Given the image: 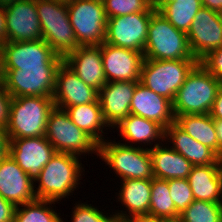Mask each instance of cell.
<instances>
[{"label":"cell","instance_id":"35","mask_svg":"<svg viewBox=\"0 0 222 222\" xmlns=\"http://www.w3.org/2000/svg\"><path fill=\"white\" fill-rule=\"evenodd\" d=\"M74 205L71 214L72 222H114L117 218L114 212H112V214L106 213L105 215L97 206L95 207L86 202H76ZM62 222L65 221L62 220Z\"/></svg>","mask_w":222,"mask_h":222},{"label":"cell","instance_id":"39","mask_svg":"<svg viewBox=\"0 0 222 222\" xmlns=\"http://www.w3.org/2000/svg\"><path fill=\"white\" fill-rule=\"evenodd\" d=\"M10 152V138L5 127L0 126V160L9 155Z\"/></svg>","mask_w":222,"mask_h":222},{"label":"cell","instance_id":"6","mask_svg":"<svg viewBox=\"0 0 222 222\" xmlns=\"http://www.w3.org/2000/svg\"><path fill=\"white\" fill-rule=\"evenodd\" d=\"M36 10L42 39L57 55L64 58L79 48L69 21L67 4L51 0H36Z\"/></svg>","mask_w":222,"mask_h":222},{"label":"cell","instance_id":"20","mask_svg":"<svg viewBox=\"0 0 222 222\" xmlns=\"http://www.w3.org/2000/svg\"><path fill=\"white\" fill-rule=\"evenodd\" d=\"M130 114L155 121L164 129L175 122L173 102L156 94L140 81L136 85L132 97Z\"/></svg>","mask_w":222,"mask_h":222},{"label":"cell","instance_id":"5","mask_svg":"<svg viewBox=\"0 0 222 222\" xmlns=\"http://www.w3.org/2000/svg\"><path fill=\"white\" fill-rule=\"evenodd\" d=\"M98 157L115 174L125 179H152L153 167L149 147L140 148L107 139L99 144Z\"/></svg>","mask_w":222,"mask_h":222},{"label":"cell","instance_id":"14","mask_svg":"<svg viewBox=\"0 0 222 222\" xmlns=\"http://www.w3.org/2000/svg\"><path fill=\"white\" fill-rule=\"evenodd\" d=\"M7 42L42 39L36 0H19L5 6Z\"/></svg>","mask_w":222,"mask_h":222},{"label":"cell","instance_id":"51","mask_svg":"<svg viewBox=\"0 0 222 222\" xmlns=\"http://www.w3.org/2000/svg\"><path fill=\"white\" fill-rule=\"evenodd\" d=\"M162 2H175V0H163Z\"/></svg>","mask_w":222,"mask_h":222},{"label":"cell","instance_id":"33","mask_svg":"<svg viewBox=\"0 0 222 222\" xmlns=\"http://www.w3.org/2000/svg\"><path fill=\"white\" fill-rule=\"evenodd\" d=\"M108 18L125 16L131 13L155 12L146 0H102Z\"/></svg>","mask_w":222,"mask_h":222},{"label":"cell","instance_id":"1","mask_svg":"<svg viewBox=\"0 0 222 222\" xmlns=\"http://www.w3.org/2000/svg\"><path fill=\"white\" fill-rule=\"evenodd\" d=\"M83 171L79 157L57 152L34 179L36 198L57 203L69 198L82 183Z\"/></svg>","mask_w":222,"mask_h":222},{"label":"cell","instance_id":"2","mask_svg":"<svg viewBox=\"0 0 222 222\" xmlns=\"http://www.w3.org/2000/svg\"><path fill=\"white\" fill-rule=\"evenodd\" d=\"M55 107L52 97H12L7 134L10 139L45 136L48 117Z\"/></svg>","mask_w":222,"mask_h":222},{"label":"cell","instance_id":"41","mask_svg":"<svg viewBox=\"0 0 222 222\" xmlns=\"http://www.w3.org/2000/svg\"><path fill=\"white\" fill-rule=\"evenodd\" d=\"M5 6L0 5V45L7 42Z\"/></svg>","mask_w":222,"mask_h":222},{"label":"cell","instance_id":"28","mask_svg":"<svg viewBox=\"0 0 222 222\" xmlns=\"http://www.w3.org/2000/svg\"><path fill=\"white\" fill-rule=\"evenodd\" d=\"M175 123L189 136L208 146L218 156V140L214 119L208 114H183L175 116Z\"/></svg>","mask_w":222,"mask_h":222},{"label":"cell","instance_id":"7","mask_svg":"<svg viewBox=\"0 0 222 222\" xmlns=\"http://www.w3.org/2000/svg\"><path fill=\"white\" fill-rule=\"evenodd\" d=\"M45 137L56 152L81 156L97 155L99 144L85 131L77 127L65 110L54 107L50 112Z\"/></svg>","mask_w":222,"mask_h":222},{"label":"cell","instance_id":"23","mask_svg":"<svg viewBox=\"0 0 222 222\" xmlns=\"http://www.w3.org/2000/svg\"><path fill=\"white\" fill-rule=\"evenodd\" d=\"M117 200L124 205L123 210H116L117 218L127 219L136 215L149 214L152 179L121 180Z\"/></svg>","mask_w":222,"mask_h":222},{"label":"cell","instance_id":"4","mask_svg":"<svg viewBox=\"0 0 222 222\" xmlns=\"http://www.w3.org/2000/svg\"><path fill=\"white\" fill-rule=\"evenodd\" d=\"M222 83L198 63L188 74L173 101L174 116L208 114Z\"/></svg>","mask_w":222,"mask_h":222},{"label":"cell","instance_id":"16","mask_svg":"<svg viewBox=\"0 0 222 222\" xmlns=\"http://www.w3.org/2000/svg\"><path fill=\"white\" fill-rule=\"evenodd\" d=\"M99 91L85 84L72 69L62 61L55 76L53 101L57 108L96 102Z\"/></svg>","mask_w":222,"mask_h":222},{"label":"cell","instance_id":"34","mask_svg":"<svg viewBox=\"0 0 222 222\" xmlns=\"http://www.w3.org/2000/svg\"><path fill=\"white\" fill-rule=\"evenodd\" d=\"M170 197L176 208V221L179 215L195 200L187 179H168Z\"/></svg>","mask_w":222,"mask_h":222},{"label":"cell","instance_id":"27","mask_svg":"<svg viewBox=\"0 0 222 222\" xmlns=\"http://www.w3.org/2000/svg\"><path fill=\"white\" fill-rule=\"evenodd\" d=\"M60 109L65 110L72 122L90 135L98 144L105 141L103 134L107 133L104 131L111 128L103 117L99 99L96 102Z\"/></svg>","mask_w":222,"mask_h":222},{"label":"cell","instance_id":"45","mask_svg":"<svg viewBox=\"0 0 222 222\" xmlns=\"http://www.w3.org/2000/svg\"><path fill=\"white\" fill-rule=\"evenodd\" d=\"M4 80V60H3V48L0 45V83Z\"/></svg>","mask_w":222,"mask_h":222},{"label":"cell","instance_id":"32","mask_svg":"<svg viewBox=\"0 0 222 222\" xmlns=\"http://www.w3.org/2000/svg\"><path fill=\"white\" fill-rule=\"evenodd\" d=\"M177 222H222V203L194 200Z\"/></svg>","mask_w":222,"mask_h":222},{"label":"cell","instance_id":"43","mask_svg":"<svg viewBox=\"0 0 222 222\" xmlns=\"http://www.w3.org/2000/svg\"><path fill=\"white\" fill-rule=\"evenodd\" d=\"M214 126L218 140V157L222 159V119H214Z\"/></svg>","mask_w":222,"mask_h":222},{"label":"cell","instance_id":"22","mask_svg":"<svg viewBox=\"0 0 222 222\" xmlns=\"http://www.w3.org/2000/svg\"><path fill=\"white\" fill-rule=\"evenodd\" d=\"M114 128H116V131L119 129L118 132L120 134L118 135L123 138V144L126 145L140 148L149 146V149H151L162 142L165 143V129L157 122L145 119L141 116L129 114L115 125L113 129ZM150 145L153 146L151 147Z\"/></svg>","mask_w":222,"mask_h":222},{"label":"cell","instance_id":"37","mask_svg":"<svg viewBox=\"0 0 222 222\" xmlns=\"http://www.w3.org/2000/svg\"><path fill=\"white\" fill-rule=\"evenodd\" d=\"M12 102L11 94L0 83V126L5 127L8 124L10 105Z\"/></svg>","mask_w":222,"mask_h":222},{"label":"cell","instance_id":"40","mask_svg":"<svg viewBox=\"0 0 222 222\" xmlns=\"http://www.w3.org/2000/svg\"><path fill=\"white\" fill-rule=\"evenodd\" d=\"M209 114L213 119H222V86L217 91L216 99L214 100Z\"/></svg>","mask_w":222,"mask_h":222},{"label":"cell","instance_id":"12","mask_svg":"<svg viewBox=\"0 0 222 222\" xmlns=\"http://www.w3.org/2000/svg\"><path fill=\"white\" fill-rule=\"evenodd\" d=\"M2 48L4 69L58 67L63 61L43 39L6 42Z\"/></svg>","mask_w":222,"mask_h":222},{"label":"cell","instance_id":"11","mask_svg":"<svg viewBox=\"0 0 222 222\" xmlns=\"http://www.w3.org/2000/svg\"><path fill=\"white\" fill-rule=\"evenodd\" d=\"M153 13L140 12L108 18L105 43L143 53Z\"/></svg>","mask_w":222,"mask_h":222},{"label":"cell","instance_id":"19","mask_svg":"<svg viewBox=\"0 0 222 222\" xmlns=\"http://www.w3.org/2000/svg\"><path fill=\"white\" fill-rule=\"evenodd\" d=\"M138 82L111 81L99 90V102L103 117L111 127L130 114L132 97Z\"/></svg>","mask_w":222,"mask_h":222},{"label":"cell","instance_id":"44","mask_svg":"<svg viewBox=\"0 0 222 222\" xmlns=\"http://www.w3.org/2000/svg\"><path fill=\"white\" fill-rule=\"evenodd\" d=\"M202 7L218 12L222 8V0H201Z\"/></svg>","mask_w":222,"mask_h":222},{"label":"cell","instance_id":"18","mask_svg":"<svg viewBox=\"0 0 222 222\" xmlns=\"http://www.w3.org/2000/svg\"><path fill=\"white\" fill-rule=\"evenodd\" d=\"M0 195L15 206L35 201L34 179L8 155L0 160Z\"/></svg>","mask_w":222,"mask_h":222},{"label":"cell","instance_id":"10","mask_svg":"<svg viewBox=\"0 0 222 222\" xmlns=\"http://www.w3.org/2000/svg\"><path fill=\"white\" fill-rule=\"evenodd\" d=\"M58 67L4 69V88L12 97H52Z\"/></svg>","mask_w":222,"mask_h":222},{"label":"cell","instance_id":"9","mask_svg":"<svg viewBox=\"0 0 222 222\" xmlns=\"http://www.w3.org/2000/svg\"><path fill=\"white\" fill-rule=\"evenodd\" d=\"M67 9L79 46H99L105 42L107 16L102 0H72Z\"/></svg>","mask_w":222,"mask_h":222},{"label":"cell","instance_id":"15","mask_svg":"<svg viewBox=\"0 0 222 222\" xmlns=\"http://www.w3.org/2000/svg\"><path fill=\"white\" fill-rule=\"evenodd\" d=\"M103 69L107 82H139L144 61L142 52L116 47L108 43L101 45Z\"/></svg>","mask_w":222,"mask_h":222},{"label":"cell","instance_id":"17","mask_svg":"<svg viewBox=\"0 0 222 222\" xmlns=\"http://www.w3.org/2000/svg\"><path fill=\"white\" fill-rule=\"evenodd\" d=\"M56 153L45 136L10 139L9 155L33 179Z\"/></svg>","mask_w":222,"mask_h":222},{"label":"cell","instance_id":"36","mask_svg":"<svg viewBox=\"0 0 222 222\" xmlns=\"http://www.w3.org/2000/svg\"><path fill=\"white\" fill-rule=\"evenodd\" d=\"M199 63L222 83V47L210 51Z\"/></svg>","mask_w":222,"mask_h":222},{"label":"cell","instance_id":"13","mask_svg":"<svg viewBox=\"0 0 222 222\" xmlns=\"http://www.w3.org/2000/svg\"><path fill=\"white\" fill-rule=\"evenodd\" d=\"M190 49L200 61L210 51L222 47V22L214 10L202 7L187 32Z\"/></svg>","mask_w":222,"mask_h":222},{"label":"cell","instance_id":"48","mask_svg":"<svg viewBox=\"0 0 222 222\" xmlns=\"http://www.w3.org/2000/svg\"><path fill=\"white\" fill-rule=\"evenodd\" d=\"M54 2H59V3H63V4H69L72 0H51Z\"/></svg>","mask_w":222,"mask_h":222},{"label":"cell","instance_id":"31","mask_svg":"<svg viewBox=\"0 0 222 222\" xmlns=\"http://www.w3.org/2000/svg\"><path fill=\"white\" fill-rule=\"evenodd\" d=\"M55 201L36 199L16 206L14 222H62V218L51 206Z\"/></svg>","mask_w":222,"mask_h":222},{"label":"cell","instance_id":"38","mask_svg":"<svg viewBox=\"0 0 222 222\" xmlns=\"http://www.w3.org/2000/svg\"><path fill=\"white\" fill-rule=\"evenodd\" d=\"M16 206L0 195V222H14Z\"/></svg>","mask_w":222,"mask_h":222},{"label":"cell","instance_id":"47","mask_svg":"<svg viewBox=\"0 0 222 222\" xmlns=\"http://www.w3.org/2000/svg\"><path fill=\"white\" fill-rule=\"evenodd\" d=\"M19 0H0V5L6 6Z\"/></svg>","mask_w":222,"mask_h":222},{"label":"cell","instance_id":"3","mask_svg":"<svg viewBox=\"0 0 222 222\" xmlns=\"http://www.w3.org/2000/svg\"><path fill=\"white\" fill-rule=\"evenodd\" d=\"M144 59L197 60L189 46L187 34L176 29L159 11L151 15Z\"/></svg>","mask_w":222,"mask_h":222},{"label":"cell","instance_id":"21","mask_svg":"<svg viewBox=\"0 0 222 222\" xmlns=\"http://www.w3.org/2000/svg\"><path fill=\"white\" fill-rule=\"evenodd\" d=\"M63 61L87 85L100 90L106 83L101 45L79 46L63 58Z\"/></svg>","mask_w":222,"mask_h":222},{"label":"cell","instance_id":"46","mask_svg":"<svg viewBox=\"0 0 222 222\" xmlns=\"http://www.w3.org/2000/svg\"><path fill=\"white\" fill-rule=\"evenodd\" d=\"M152 7L156 8L163 0H146Z\"/></svg>","mask_w":222,"mask_h":222},{"label":"cell","instance_id":"49","mask_svg":"<svg viewBox=\"0 0 222 222\" xmlns=\"http://www.w3.org/2000/svg\"><path fill=\"white\" fill-rule=\"evenodd\" d=\"M114 222H129L127 219L116 218Z\"/></svg>","mask_w":222,"mask_h":222},{"label":"cell","instance_id":"30","mask_svg":"<svg viewBox=\"0 0 222 222\" xmlns=\"http://www.w3.org/2000/svg\"><path fill=\"white\" fill-rule=\"evenodd\" d=\"M149 215L176 221V208L170 197L167 180L152 178Z\"/></svg>","mask_w":222,"mask_h":222},{"label":"cell","instance_id":"25","mask_svg":"<svg viewBox=\"0 0 222 222\" xmlns=\"http://www.w3.org/2000/svg\"><path fill=\"white\" fill-rule=\"evenodd\" d=\"M164 142L183 155L194 166L215 164L220 158L208 146L189 136L175 122L165 129Z\"/></svg>","mask_w":222,"mask_h":222},{"label":"cell","instance_id":"24","mask_svg":"<svg viewBox=\"0 0 222 222\" xmlns=\"http://www.w3.org/2000/svg\"><path fill=\"white\" fill-rule=\"evenodd\" d=\"M187 180L195 200L222 203V159L215 164L193 166Z\"/></svg>","mask_w":222,"mask_h":222},{"label":"cell","instance_id":"50","mask_svg":"<svg viewBox=\"0 0 222 222\" xmlns=\"http://www.w3.org/2000/svg\"><path fill=\"white\" fill-rule=\"evenodd\" d=\"M217 13H218L219 19L222 22V8Z\"/></svg>","mask_w":222,"mask_h":222},{"label":"cell","instance_id":"29","mask_svg":"<svg viewBox=\"0 0 222 222\" xmlns=\"http://www.w3.org/2000/svg\"><path fill=\"white\" fill-rule=\"evenodd\" d=\"M201 8V0H175V2H161L156 10L176 29L187 34L195 15Z\"/></svg>","mask_w":222,"mask_h":222},{"label":"cell","instance_id":"26","mask_svg":"<svg viewBox=\"0 0 222 222\" xmlns=\"http://www.w3.org/2000/svg\"><path fill=\"white\" fill-rule=\"evenodd\" d=\"M154 178L187 179L194 166L183 155L168 146L167 142L149 149Z\"/></svg>","mask_w":222,"mask_h":222},{"label":"cell","instance_id":"8","mask_svg":"<svg viewBox=\"0 0 222 222\" xmlns=\"http://www.w3.org/2000/svg\"><path fill=\"white\" fill-rule=\"evenodd\" d=\"M198 60L144 59L140 82L172 102Z\"/></svg>","mask_w":222,"mask_h":222},{"label":"cell","instance_id":"42","mask_svg":"<svg viewBox=\"0 0 222 222\" xmlns=\"http://www.w3.org/2000/svg\"><path fill=\"white\" fill-rule=\"evenodd\" d=\"M127 220L129 222H169L167 220L149 214L132 216L127 218Z\"/></svg>","mask_w":222,"mask_h":222}]
</instances>
